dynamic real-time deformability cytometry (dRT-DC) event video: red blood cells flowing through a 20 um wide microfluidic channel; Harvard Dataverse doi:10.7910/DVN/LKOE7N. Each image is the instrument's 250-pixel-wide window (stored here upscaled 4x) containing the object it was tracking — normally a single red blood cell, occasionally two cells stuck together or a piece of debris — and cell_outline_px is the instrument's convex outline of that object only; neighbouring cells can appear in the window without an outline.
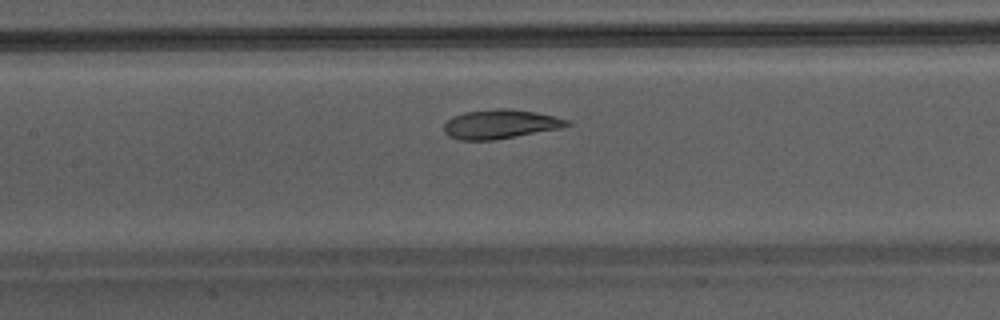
{"species": "Egyptian fruit bat (a non-hibernating species)", "species_latin": "Rousettus aegyptiacus", "temperature_condition": "warm", "stored_images_in_passage": 33, "camera_frame_rate_fps": 3000, "um_per_image_px": 0.085, "animal": {"sex": "male"}, "frame": {"image": 1, "passage_image": 9, "time_ms": 2.667, "image_size_px": [1000, 320], "cell_outline_px": [[572, 124], [560, 128], [516, 136], [492, 140], [460, 140], [448, 136], [444, 132], [444, 124], [452, 116], [464, 112], [496, 108], [512, 108], [536, 112], [572, 120]], "centroid_in_image_um": [42.53, 10.54], "position_along_channel_um": 164.9, "area_um2": 21.04}}
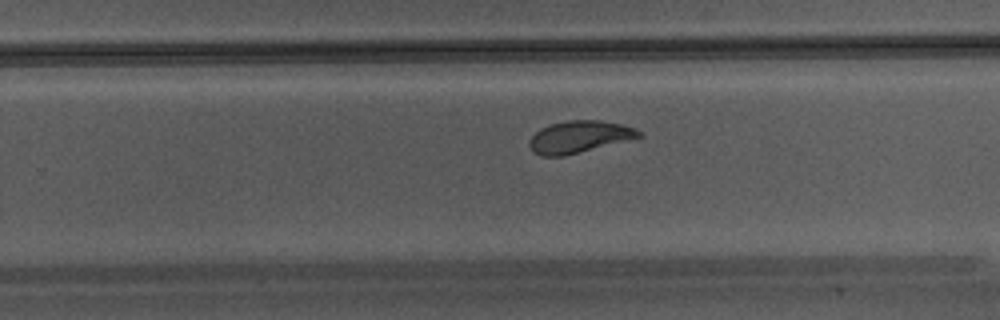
{"frame": {"image": 2, "passage_image": 17, "time_ms": 5.333, "image_size_px": [1000, 320], "cell_outline_px": [[644, 136], [564, 156], [540, 156], [532, 152], [528, 144], [528, 140], [540, 128], [552, 124], [568, 120], [600, 120], [620, 124], [636, 128], [644, 132]], "centroid_in_image_um": [49.23, 11.63], "position_along_channel_um": 280.6, "area_um2": 20.52}}
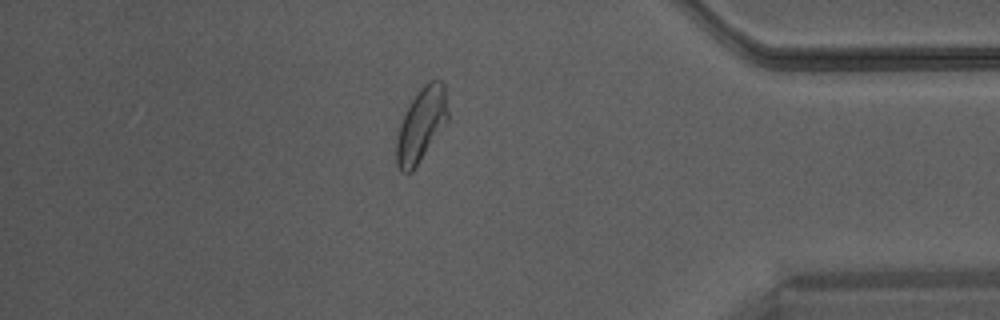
{"frame": {"image": 3, "passage_image": 27, "time_ms": 8.667, "image_size_px": [1000, 320], "cell_outline_px": [[448, 120], [412, 172], [400, 172], [396, 164], [396, 140], [400, 124], [404, 112], [420, 88], [428, 80], [440, 80], [444, 84], [448, 112]], "centroid_in_image_um": [35.79, 10.6], "position_along_channel_um": 399.4, "area_um2": 21.96}}